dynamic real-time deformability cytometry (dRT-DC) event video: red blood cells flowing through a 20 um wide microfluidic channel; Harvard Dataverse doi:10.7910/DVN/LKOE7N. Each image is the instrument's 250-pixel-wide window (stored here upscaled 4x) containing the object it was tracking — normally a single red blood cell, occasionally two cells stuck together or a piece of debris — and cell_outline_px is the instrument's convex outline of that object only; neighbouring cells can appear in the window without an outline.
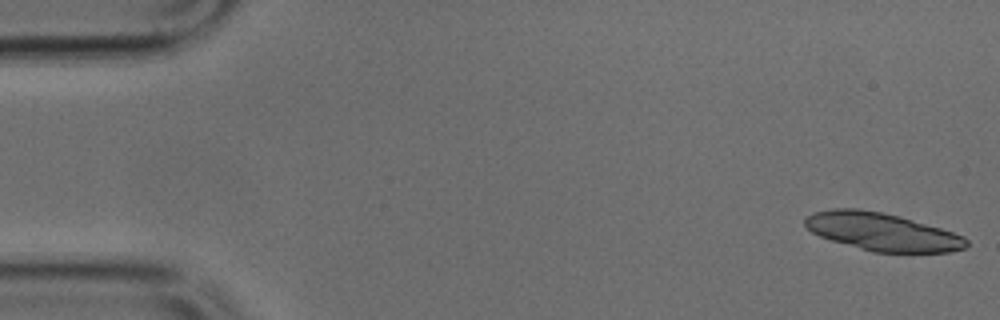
{"species": "common noctule bat (a hibernating species)", "species_latin": "Nyctalus noctula", "temperature_condition": "cold", "stored_images_in_passage": 49, "camera_frame_rate_fps": 3000, "um_per_image_px": 0.085, "animal": {"sex": "male", "body_mass_g": 17.9, "forearm_length_mm": 54.2}, "frame": {"image": 1, "passage_image": 1, "time_ms": 0.0, "image_size_px": [1000, 320], "cell_outline_px": [[968, 244], [964, 248], [948, 252], [872, 252], [832, 240], [820, 236], [812, 232], [804, 224], [804, 216], [812, 212], [832, 208], [856, 208], [880, 212], [900, 216], [940, 228], [964, 236], [968, 240]], "centroid_in_image_um": [74.94, 19.69], "position_along_channel_um": 10.1, "area_um2": 35.43}}
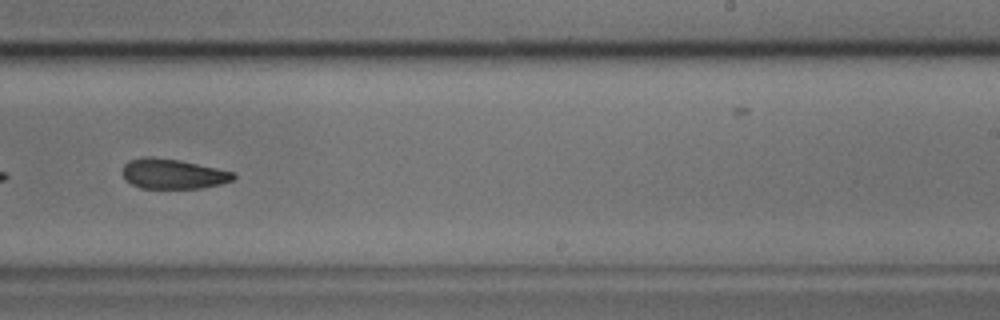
{"frame": {"image": 2, "passage_image": 30, "time_ms": 9.667, "image_size_px": [1000, 320], "cell_outline_px": [[236, 176], [232, 180], [220, 184], [200, 188], [140, 188], [124, 180], [120, 172], [124, 164], [128, 160], [144, 156], [152, 156], [180, 160], [236, 172]], "centroid_in_image_um": [14.65, 14.76], "position_along_channel_um": 274.4, "area_um2": 19.71}}
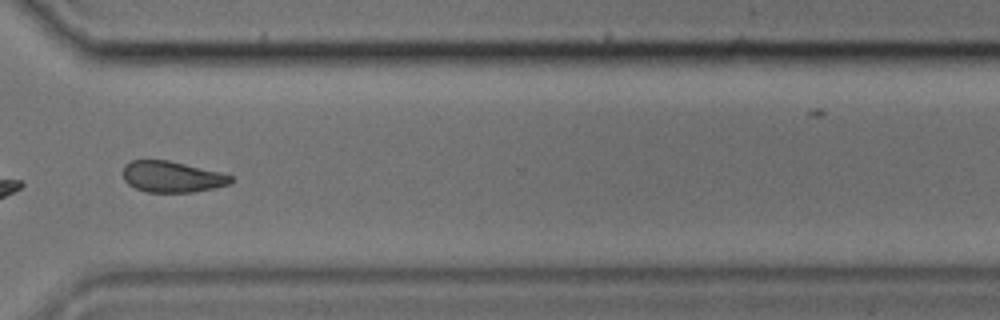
{"frame": {"image": 3, "passage_image": 36, "time_ms": 11.667, "image_size_px": [1000, 320], "cell_outline_px": [[236, 180], [228, 184], [212, 188], [192, 192], [148, 192], [136, 188], [128, 184], [124, 180], [124, 164], [132, 160], [168, 160], [220, 172], [232, 176]], "centroid_in_image_um": [14.62, 15.02], "position_along_channel_um": 356.0, "area_um2": 19.42}}